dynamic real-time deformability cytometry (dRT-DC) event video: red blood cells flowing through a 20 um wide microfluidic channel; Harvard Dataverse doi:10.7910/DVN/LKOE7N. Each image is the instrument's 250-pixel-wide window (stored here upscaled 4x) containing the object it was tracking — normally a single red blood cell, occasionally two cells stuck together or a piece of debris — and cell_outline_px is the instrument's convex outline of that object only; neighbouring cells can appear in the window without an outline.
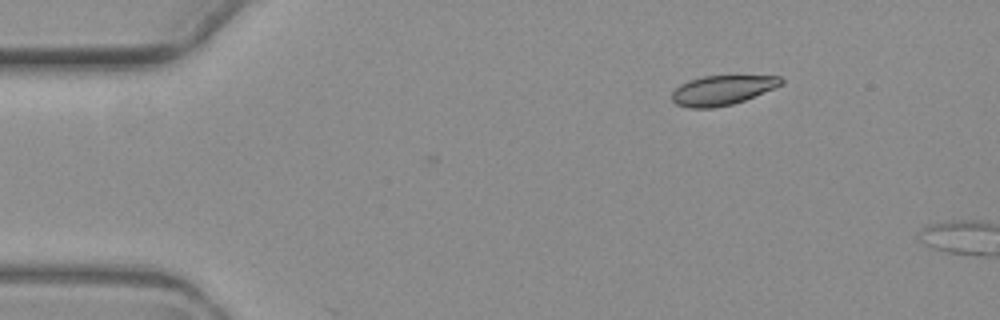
{"species": "common noctule bat (a hibernating species)", "species_latin": "Nyctalus noctula", "temperature_condition": "warm", "stored_images_in_passage": 3, "camera_frame_rate_fps": 3000, "um_per_image_px": 0.085, "animal": {"sex": "female", "body_mass_g": 19.3, "forearm_length_mm": 54.1}, "frame": {"image": 1, "passage_image": 3, "time_ms": 2.333, "image_size_px": [1000, 320], "cell_outline_px": [[784, 80], [780, 84], [772, 88], [744, 100], [732, 104], [712, 108], [688, 108], [676, 104], [672, 100], [672, 92], [680, 84], [688, 80], [704, 76], [780, 76]], "centroid_in_image_um": [61.32, 7.67], "position_along_channel_um": 23.7, "area_um2": 18.55}}